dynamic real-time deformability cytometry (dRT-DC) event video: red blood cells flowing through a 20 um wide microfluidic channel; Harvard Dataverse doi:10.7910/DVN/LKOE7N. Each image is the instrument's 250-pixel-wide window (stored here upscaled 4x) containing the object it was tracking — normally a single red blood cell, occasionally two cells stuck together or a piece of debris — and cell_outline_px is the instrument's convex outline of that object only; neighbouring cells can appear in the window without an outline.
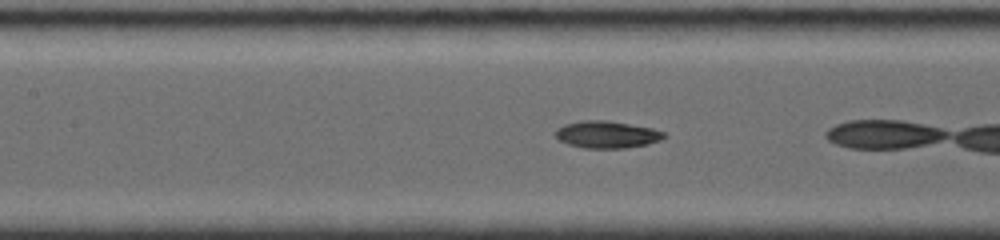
{"species": "common noctule bat (a hibernating species)", "species_latin": "Nyctalus noctula", "temperature_condition": "room temperature", "stored_images_in_passage": 16, "camera_frame_rate_fps": 4000, "um_per_image_px": 0.085, "animal": {"sex": "female", "body_mass_g": 19.0, "forearm_length_mm": 56.7}, "frame": {"image": 1, "passage_image": 5, "time_ms": 2.25, "image_size_px": [1000, 240], "cell_outline_px": [[668, 136], [660, 140], [648, 144], [624, 148], [584, 148], [568, 144], [552, 136], [552, 132], [556, 128], [564, 124], [580, 120], [608, 120], [652, 128], [664, 132]], "centroid_in_image_um": [51.53, 11.42], "position_along_channel_um": 155.9, "area_um2": 17.46}}
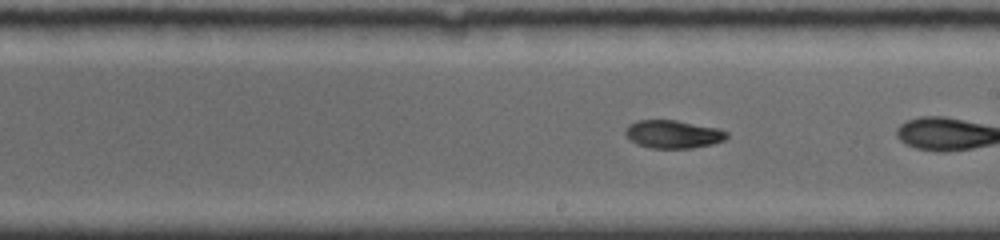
{"frame": {"image": 2, "passage_image": 10, "time_ms": 4.25, "image_size_px": [1000, 240], "cell_outline_px": [[728, 136], [724, 140], [712, 144], [692, 148], [652, 148], [636, 144], [624, 132], [628, 124], [636, 120], [676, 120], [720, 128], [728, 132]], "centroid_in_image_um": [57.23, 11.4], "position_along_channel_um": 231.8, "area_um2": 16.65}}
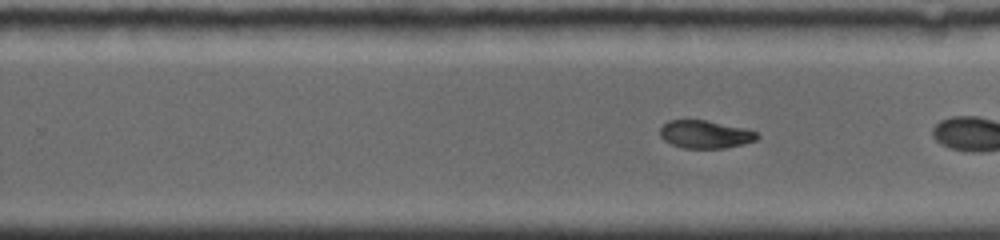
{"frame": {"image": 3, "passage_image": 14, "time_ms": 5.25, "image_size_px": [1000, 240], "cell_outline_px": [[760, 136], [756, 140], [744, 144], [724, 148], [684, 148], [672, 144], [664, 140], [660, 136], [660, 128], [668, 120], [704, 120], [744, 128], [756, 132]], "centroid_in_image_um": [59.94, 11.42], "position_along_channel_um": 269.9, "area_um2": 15.66}}